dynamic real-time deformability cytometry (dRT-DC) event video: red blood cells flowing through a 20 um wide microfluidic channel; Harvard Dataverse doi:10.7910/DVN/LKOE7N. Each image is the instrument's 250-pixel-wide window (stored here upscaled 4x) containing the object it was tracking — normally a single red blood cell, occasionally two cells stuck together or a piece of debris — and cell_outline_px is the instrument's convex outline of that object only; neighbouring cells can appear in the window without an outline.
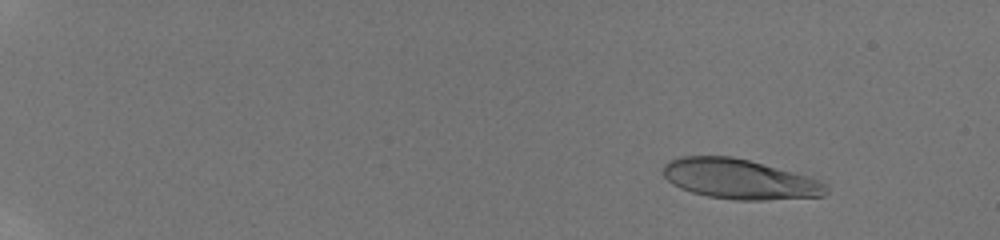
{"species": "human", "species_latin": "Homo sapiens", "temperature_condition": "room temperature", "stored_images_in_passage": 18, "camera_frame_rate_fps": 3000, "um_per_image_px": 0.085, "donor": {"sex": "male"}, "frame": {"image": 1, "passage_image": 5, "time_ms": 2.333, "image_size_px": [1000, 240], "cell_outline_px": [[828, 192], [824, 196], [764, 200], [736, 200], [708, 196], [692, 192], [680, 188], [672, 184], [664, 176], [664, 164], [680, 156], [732, 156], [748, 160], [808, 176], [820, 180], [828, 184]], "centroid_in_image_um": [62.89, 15.23], "position_along_channel_um": 22.1, "area_um2": 37.86}}
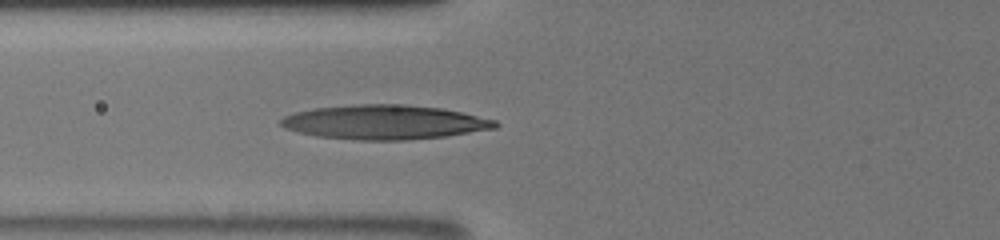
{"frame": {"image": 2, "passage_image": 16, "time_ms": 8.333, "image_size_px": [1000, 240], "cell_outline_px": [[500, 124], [496, 128], [444, 136], [408, 140], [360, 140], [316, 136], [300, 132], [288, 128], [280, 124], [280, 120], [284, 116], [296, 112], [316, 108], [356, 104], [404, 104], [440, 108], [460, 112], [496, 120]], "centroid_in_image_um": [32.7, 10.38], "position_along_channel_um": 93.1, "area_um2": 42.54}}
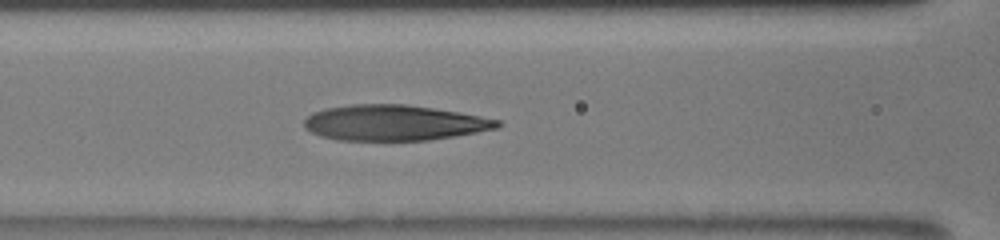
{"frame": {"image": 3, "passage_image": 18, "time_ms": 9.333, "image_size_px": [1000, 240], "cell_outline_px": [[500, 128], [428, 140], [336, 140], [320, 136], [304, 128], [304, 120], [312, 112], [324, 108], [352, 104], [408, 104], [460, 112], [500, 120]], "centroid_in_image_um": [33.47, 10.43], "position_along_channel_um": 133.1, "area_um2": 40.11}}